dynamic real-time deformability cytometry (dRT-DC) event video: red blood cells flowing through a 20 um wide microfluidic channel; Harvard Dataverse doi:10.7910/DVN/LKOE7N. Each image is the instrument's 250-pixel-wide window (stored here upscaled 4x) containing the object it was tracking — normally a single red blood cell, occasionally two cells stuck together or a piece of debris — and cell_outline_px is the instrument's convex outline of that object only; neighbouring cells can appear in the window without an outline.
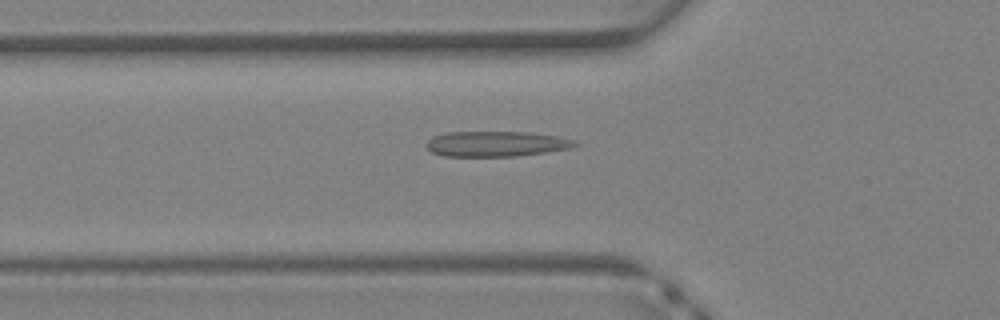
{"species": "Egyptian fruit bat (a non-hibernating species)", "species_latin": "Rousettus aegyptiacus", "temperature_condition": "warm", "stored_images_in_passage": 38, "camera_frame_rate_fps": 3000, "um_per_image_px": 0.085, "animal": {"sex": "female"}, "frame": {"image": 1, "passage_image": 13, "time_ms": 4.0, "image_size_px": [1000, 320], "cell_outline_px": [[580, 144], [572, 148], [516, 156], [444, 156], [432, 152], [424, 144], [432, 136], [448, 132], [524, 132], [556, 136], [576, 140]], "centroid_in_image_um": [42.17, 12.23], "position_along_channel_um": 83.6, "area_um2": 21.91}}
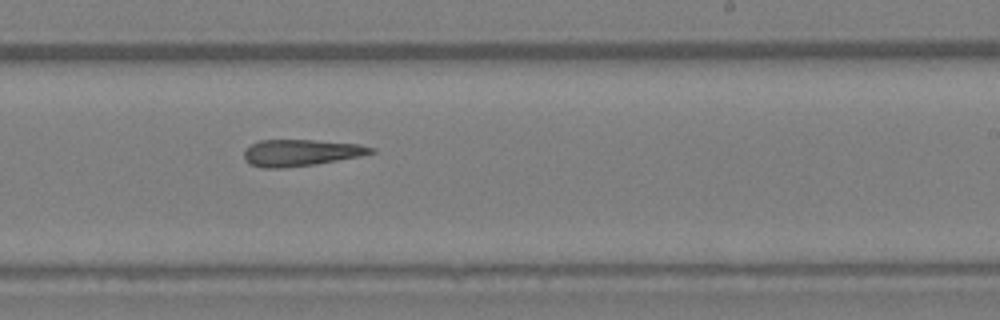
{"frame": {"image": 2, "passage_image": 23, "time_ms": 7.333, "image_size_px": [1000, 320], "cell_outline_px": [[376, 152], [360, 156], [316, 164], [280, 168], [264, 168], [248, 164], [244, 160], [244, 152], [252, 144], [260, 140], [316, 140], [360, 144], [376, 148]], "centroid_in_image_um": [25.59, 12.98], "position_along_channel_um": 263.4, "area_um2": 19.71}}
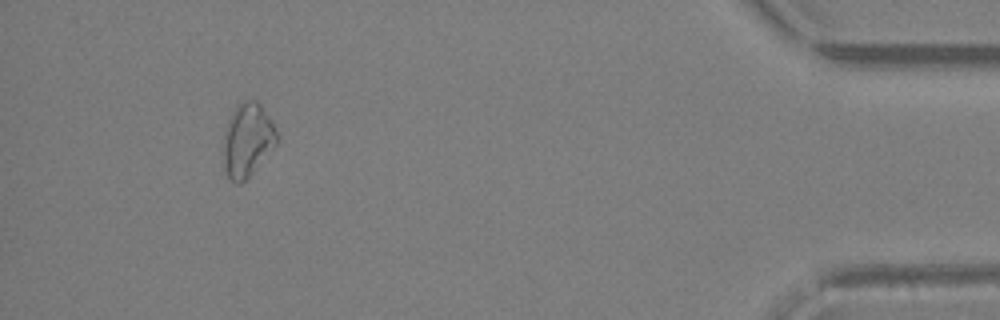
{"frame": {"image": 3, "passage_image": 35, "time_ms": 11.333, "image_size_px": [1000, 320], "cell_outline_px": [[280, 140], [252, 172], [240, 184], [236, 184], [228, 176], [224, 168], [224, 132], [228, 120], [232, 112], [244, 100], [256, 100], [260, 104], [276, 128]], "centroid_in_image_um": [21.05, 11.89], "position_along_channel_um": 414.2, "area_um2": 22.6}}